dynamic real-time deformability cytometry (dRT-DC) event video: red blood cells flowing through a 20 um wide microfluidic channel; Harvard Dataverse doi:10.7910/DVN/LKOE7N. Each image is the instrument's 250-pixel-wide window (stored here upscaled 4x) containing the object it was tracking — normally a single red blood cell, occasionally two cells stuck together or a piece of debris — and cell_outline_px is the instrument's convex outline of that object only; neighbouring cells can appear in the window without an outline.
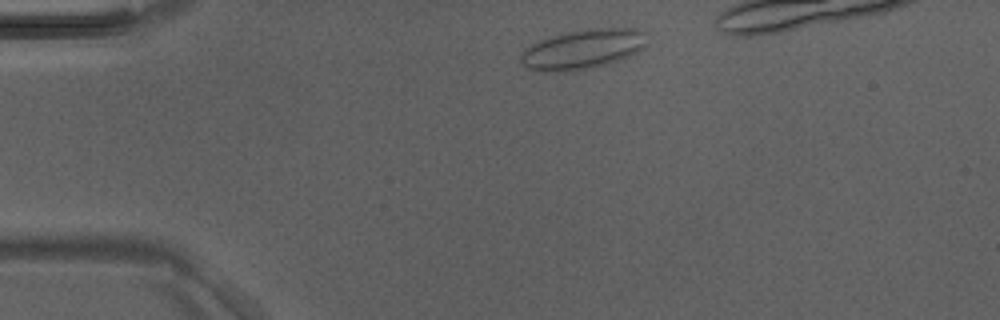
{"species": "Egyptian fruit bat (a non-hibernating species)", "species_latin": "Rousettus aegyptiacus", "temperature_condition": "room temperature", "stored_images_in_passage": 3, "camera_frame_rate_fps": 3000, "um_per_image_px": 0.085, "animal": {"sex": "male"}, "frame": {"image": 1, "passage_image": 1, "time_ms": 0.0, "image_size_px": [1000, 320], "cell_outline_px": [[648, 44], [644, 48], [628, 56], [608, 64], [588, 68], [560, 72], [540, 72], [528, 68], [520, 64], [520, 52], [532, 44], [540, 40], [552, 36], [568, 32], [592, 28], [640, 28], [644, 32]], "centroid_in_image_um": [49.53, 4.18], "position_along_channel_um": 35.5, "area_um2": 29.3}}